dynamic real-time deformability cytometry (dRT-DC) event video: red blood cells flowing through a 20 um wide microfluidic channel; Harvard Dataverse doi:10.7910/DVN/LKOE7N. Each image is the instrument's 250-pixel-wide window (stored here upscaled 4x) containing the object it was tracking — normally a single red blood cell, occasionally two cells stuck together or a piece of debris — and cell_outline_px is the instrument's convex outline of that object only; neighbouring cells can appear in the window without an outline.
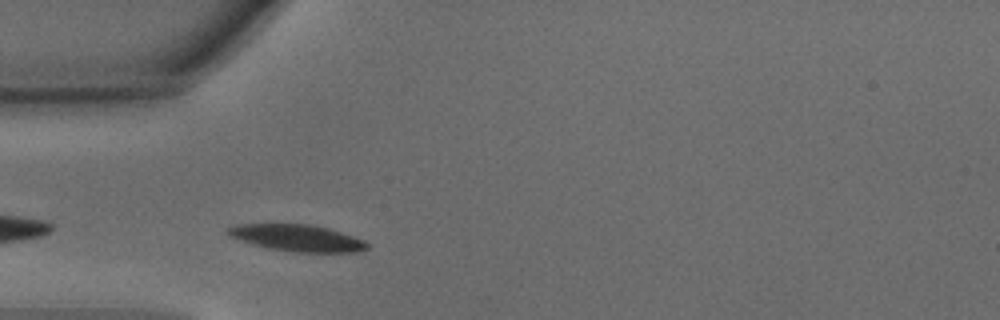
{"species": "common noctule bat (a hibernating species)", "species_latin": "Nyctalus noctula", "temperature_condition": "warm", "stored_images_in_passage": 5, "camera_frame_rate_fps": 3000, "um_per_image_px": 0.085, "animal": {"sex": "male", "body_mass_g": 15.6}, "frame": {"image": 1, "passage_image": 2, "time_ms": 0.333, "image_size_px": [1000, 320], "cell_outline_px": [[368, 248], [356, 252], [292, 252], [268, 248], [240, 240], [228, 236], [224, 232], [224, 228], [236, 224], [308, 224], [328, 228], [364, 240], [368, 244]], "centroid_in_image_um": [25.19, 20.22], "position_along_channel_um": 59.8, "area_um2": 21.68}}